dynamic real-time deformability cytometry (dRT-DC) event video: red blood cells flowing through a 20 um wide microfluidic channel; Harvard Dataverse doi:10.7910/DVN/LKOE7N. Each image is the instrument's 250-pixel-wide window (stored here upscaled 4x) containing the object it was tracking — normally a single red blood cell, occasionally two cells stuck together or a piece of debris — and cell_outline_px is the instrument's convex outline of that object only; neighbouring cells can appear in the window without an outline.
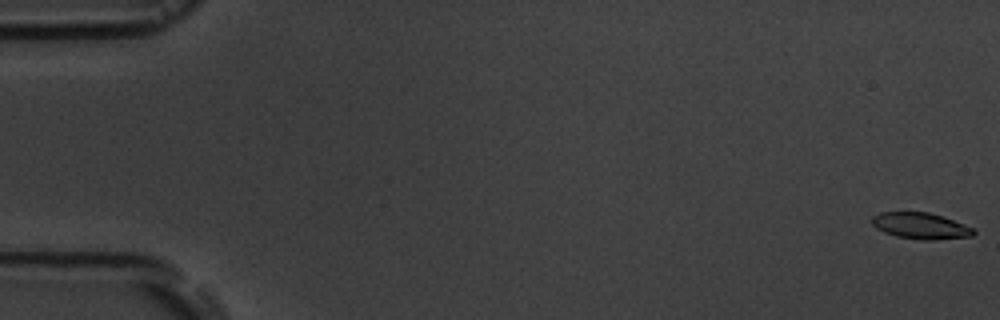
{"species": "common noctule bat (a hibernating species)", "species_latin": "Nyctalus noctula", "temperature_condition": "room temperature", "stored_images_in_passage": 12, "camera_frame_rate_fps": 3000, "um_per_image_px": 0.085, "animal": {"sex": "male", "body_mass_g": 19.5, "forearm_length_mm": 54.6}, "frame": {"image": 1, "passage_image": 1, "time_ms": 0.0, "image_size_px": [1000, 320], "cell_outline_px": [[976, 232], [972, 236], [932, 240], [924, 240], [896, 236], [884, 232], [876, 228], [872, 224], [872, 216], [880, 212], [928, 212], [952, 220], [972, 228]], "centroid_in_image_um": [78.21, 19.2], "position_along_channel_um": 6.8, "area_um2": 15.32}}
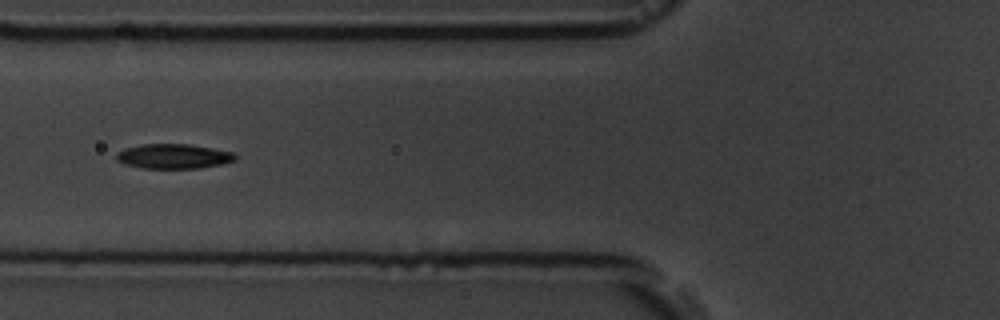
{"frame": {"image": 2, "passage_image": 7, "time_ms": 7.0, "image_size_px": [1000, 320], "cell_outline_px": [[236, 160], [220, 164], [200, 168], [144, 168], [124, 164], [116, 160], [116, 152], [124, 148], [140, 144], [188, 144], [212, 148], [232, 152], [236, 156]], "centroid_in_image_um": [14.7, 13.28], "position_along_channel_um": 111.1, "area_um2": 17.11}}
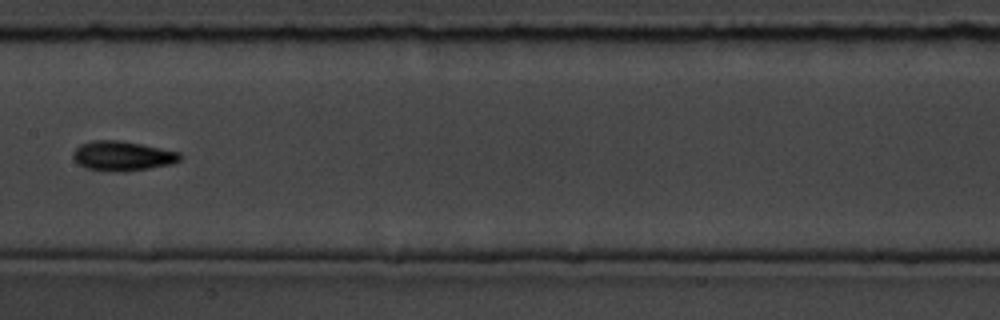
{"frame": {"image": 3, "passage_image": 9, "time_ms": 9.333, "image_size_px": [1000, 320], "cell_outline_px": [[184, 156], [180, 160], [172, 164], [124, 172], [84, 168], [72, 156], [72, 152], [80, 144], [92, 140], [120, 140], [180, 152]], "centroid_in_image_um": [10.42, 13.25], "position_along_channel_um": 197.0, "area_um2": 18.44}}